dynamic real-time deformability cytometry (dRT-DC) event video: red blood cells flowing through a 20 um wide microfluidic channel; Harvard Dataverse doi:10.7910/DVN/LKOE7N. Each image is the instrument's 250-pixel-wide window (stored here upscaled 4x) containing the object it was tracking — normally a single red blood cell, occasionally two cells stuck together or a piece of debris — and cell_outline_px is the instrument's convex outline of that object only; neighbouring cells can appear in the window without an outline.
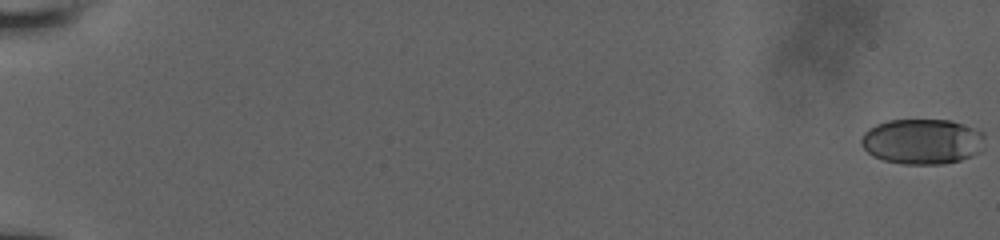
{"species": "human", "species_latin": "Homo sapiens", "temperature_condition": "room temperature", "stored_images_in_passage": 26, "camera_frame_rate_fps": 3000, "um_per_image_px": 0.085, "donor": {"sex": "male"}, "frame": {"image": 1, "passage_image": 1, "time_ms": 0.0, "image_size_px": [1000, 240], "cell_outline_px": [[984, 148], [980, 152], [972, 156], [960, 160], [944, 164], [904, 164], [884, 160], [872, 156], [860, 144], [860, 140], [864, 132], [868, 128], [876, 124], [888, 120], [952, 120], [984, 132]], "centroid_in_image_um": [78.4, 12.02], "position_along_channel_um": 6.6, "area_um2": 33.0}}
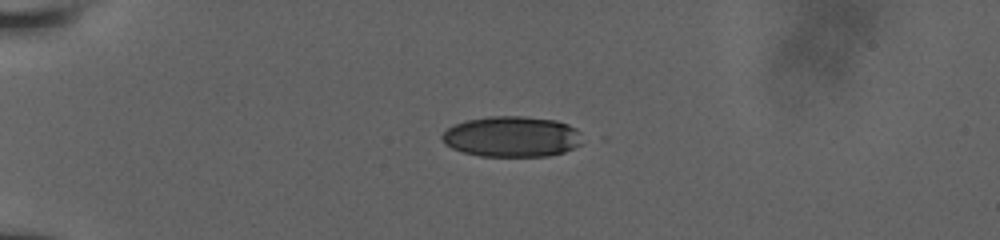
{"frame": {"image": 2, "passage_image": 19, "time_ms": 5.333, "image_size_px": [1000, 240], "cell_outline_px": [[580, 144], [564, 152], [548, 156], [480, 156], [464, 152], [452, 148], [444, 144], [440, 136], [448, 128], [456, 124], [468, 120], [488, 116], [524, 116], [556, 120], [568, 124], [576, 128], [580, 132]], "centroid_in_image_um": [43.5, 11.61], "position_along_channel_um": 41.5, "area_um2": 33.23}}
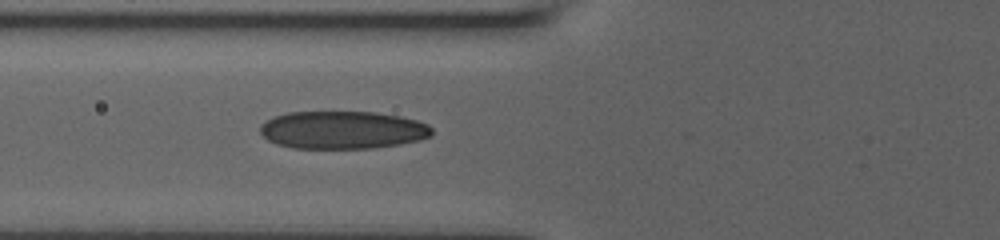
{"frame": {"image": 3, "passage_image": 26, "time_ms": 8.0, "image_size_px": [1000, 240], "cell_outline_px": [[432, 136], [420, 140], [400, 144], [372, 148], [292, 148], [276, 144], [268, 140], [260, 132], [260, 124], [272, 116], [288, 112], [376, 112], [400, 116], [416, 120], [428, 124], [432, 128]], "centroid_in_image_um": [29.11, 11.04], "position_along_channel_um": 96.7, "area_um2": 38.09}}